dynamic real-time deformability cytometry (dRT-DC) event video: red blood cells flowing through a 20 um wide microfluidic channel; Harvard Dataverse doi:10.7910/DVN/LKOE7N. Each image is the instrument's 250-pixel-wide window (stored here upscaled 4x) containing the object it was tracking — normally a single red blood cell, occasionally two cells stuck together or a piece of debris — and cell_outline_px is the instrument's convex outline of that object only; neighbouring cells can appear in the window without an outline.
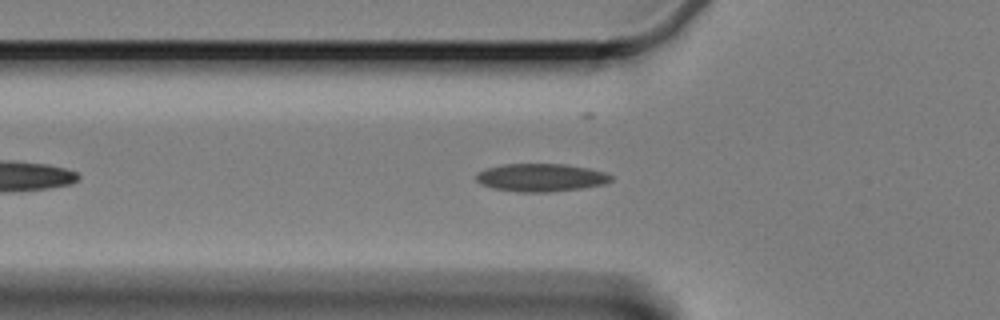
{"species": "Egyptian fruit bat (a non-hibernating species)", "species_latin": "Rousettus aegyptiacus", "temperature_condition": "cold", "stored_images_in_passage": 42, "camera_frame_rate_fps": 3000, "um_per_image_px": 0.085, "animal": {"sex": "female"}, "frame": {"image": 1, "passage_image": 10, "time_ms": 3.0, "image_size_px": [1000, 320], "cell_outline_px": [[612, 180], [604, 184], [584, 188], [548, 192], [516, 192], [492, 188], [480, 184], [476, 180], [476, 176], [480, 172], [488, 168], [504, 164], [564, 164], [588, 168], [604, 172], [612, 176]], "centroid_in_image_um": [45.99, 15.1], "position_along_channel_um": 79.8, "area_um2": 21.91}}
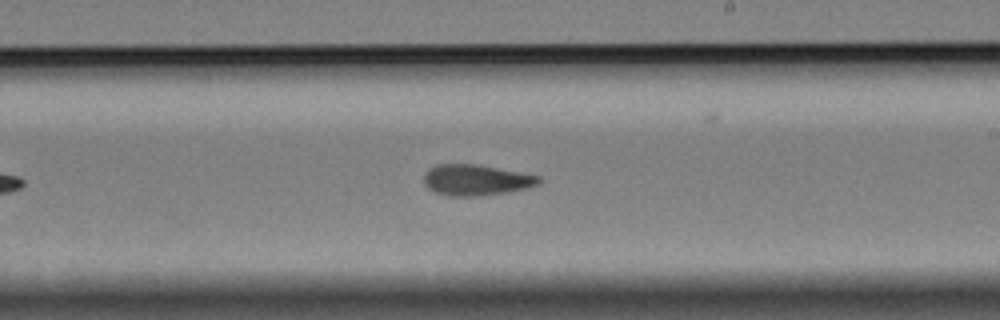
{"frame": {"image": 2, "passage_image": 25, "time_ms": 8.0, "image_size_px": [1000, 320], "cell_outline_px": [[540, 180], [536, 184], [524, 188], [504, 192], [480, 196], [448, 196], [436, 192], [428, 188], [424, 184], [424, 176], [436, 164], [472, 164], [540, 176]], "centroid_in_image_um": [40.41, 15.31], "position_along_channel_um": 248.6, "area_um2": 20.06}}
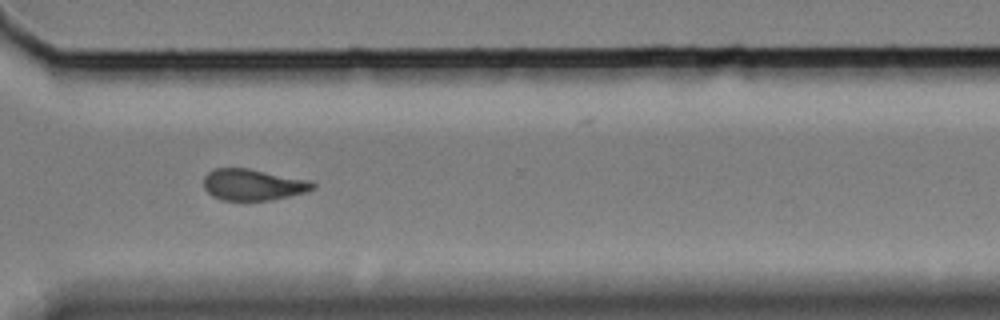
{"frame": {"image": 3, "passage_image": 34, "time_ms": 11.0, "image_size_px": [1000, 320], "cell_outline_px": [[316, 188], [308, 192], [272, 200], [220, 200], [212, 196], [204, 188], [204, 176], [208, 172], [216, 168], [248, 168], [308, 180], [316, 184]], "centroid_in_image_um": [21.51, 15.7], "position_along_channel_um": 349.1, "area_um2": 20.0}, "authors_computed_cell_mechanics": {"area_um2": 20.4612, "velocity_mm_per_s": 3.3553, "shape_relaxation_time_tau1_ms": null, "shape_relaxation_time_tau2_ms": 3.6255, "deformation_change_tau1": null, "deformation_change_tau2": 0.105}}